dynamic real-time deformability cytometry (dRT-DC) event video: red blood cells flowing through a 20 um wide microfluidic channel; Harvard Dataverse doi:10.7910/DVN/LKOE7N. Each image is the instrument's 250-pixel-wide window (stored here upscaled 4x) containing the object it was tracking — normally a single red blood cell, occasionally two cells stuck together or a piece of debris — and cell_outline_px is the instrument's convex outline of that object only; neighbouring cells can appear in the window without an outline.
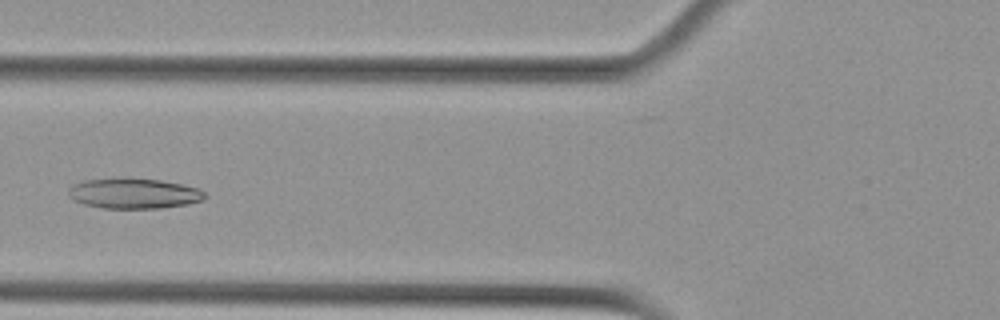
{"species": "Egyptian fruit bat (a non-hibernating species)", "species_latin": "Rousettus aegyptiacus", "temperature_condition": "cold", "stored_images_in_passage": 7, "camera_frame_rate_fps": 3000, "um_per_image_px": 0.085, "animal": {"sex": "female"}, "frame": {"image": 1, "passage_image": 6, "time_ms": 1.667, "image_size_px": [1000, 320], "cell_outline_px": [[208, 196], [204, 200], [188, 204], [160, 208], [100, 208], [84, 204], [72, 200], [68, 196], [68, 188], [72, 184], [84, 180], [160, 180], [200, 188]], "centroid_in_image_um": [11.39, 16.48], "position_along_channel_um": 114.4, "area_um2": 23.7}}
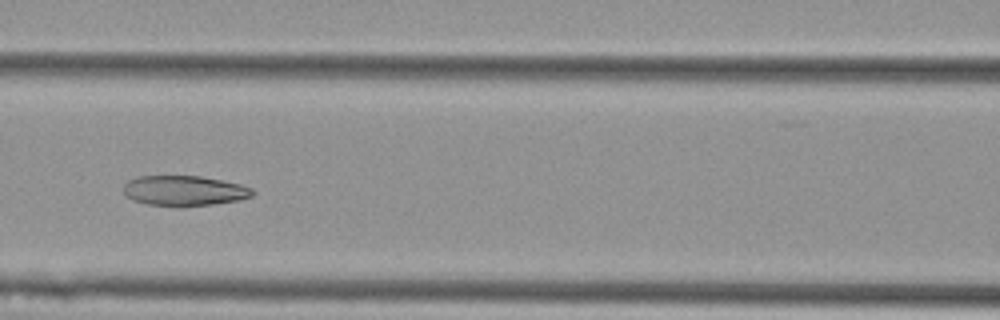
{"frame": {"image": 2, "passage_image": 7, "time_ms": 2.0, "image_size_px": [1000, 320], "cell_outline_px": [[256, 192], [252, 196], [240, 200], [212, 204], [180, 208], [148, 204], [132, 200], [124, 192], [124, 184], [128, 180], [136, 176], [200, 176], [240, 184], [252, 188]], "centroid_in_image_um": [15.66, 16.23], "position_along_channel_um": 150.9, "area_um2": 23.0}}